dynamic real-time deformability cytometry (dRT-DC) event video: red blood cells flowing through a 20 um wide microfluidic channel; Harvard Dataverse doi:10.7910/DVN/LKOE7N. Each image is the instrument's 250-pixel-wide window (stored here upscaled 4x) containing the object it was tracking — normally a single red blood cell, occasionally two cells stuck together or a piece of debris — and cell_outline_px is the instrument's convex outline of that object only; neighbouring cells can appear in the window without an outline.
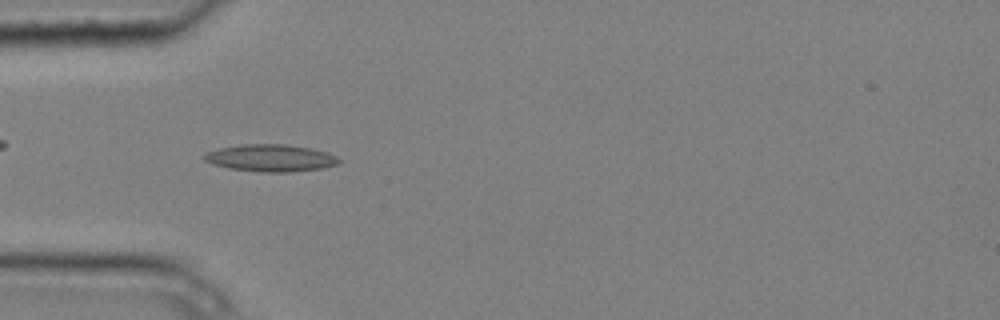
{"species": "common noctule bat (a hibernating species)", "species_latin": "Nyctalus noctula", "temperature_condition": "cold", "stored_images_in_passage": 4, "camera_frame_rate_fps": 3000, "um_per_image_px": 0.085, "animal": {"sex": "male", "body_mass_g": 20.4}, "frame": {"image": 1, "passage_image": 4, "time_ms": 1.0, "image_size_px": [1000, 320], "cell_outline_px": [[340, 164], [320, 168], [292, 172], [260, 172], [228, 168], [212, 164], [204, 160], [204, 152], [220, 148], [240, 144], [284, 144], [312, 148], [336, 156], [340, 160]], "centroid_in_image_um": [22.98, 13.43], "position_along_channel_um": 62.0, "area_um2": 21.33}}